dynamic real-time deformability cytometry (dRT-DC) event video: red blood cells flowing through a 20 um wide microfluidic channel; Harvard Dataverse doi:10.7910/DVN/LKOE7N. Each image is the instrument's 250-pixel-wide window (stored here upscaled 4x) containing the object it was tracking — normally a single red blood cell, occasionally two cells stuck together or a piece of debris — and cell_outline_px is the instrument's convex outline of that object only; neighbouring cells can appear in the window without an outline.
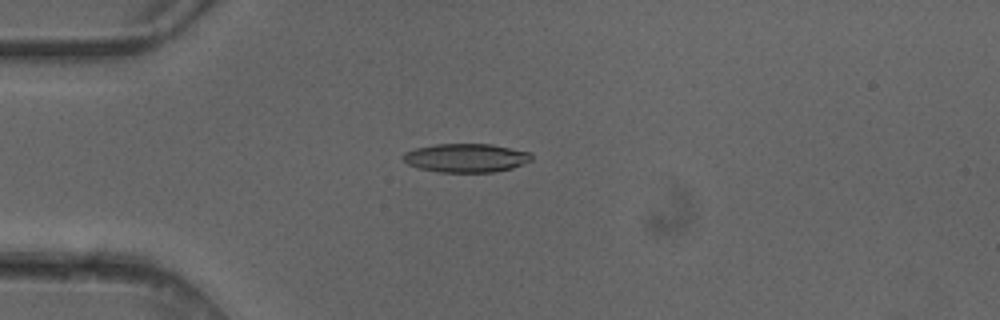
{"species": "common noctule bat (a hibernating species)", "species_latin": "Nyctalus noctula", "temperature_condition": "cold", "stored_images_in_passage": 4, "camera_frame_rate_fps": 3000, "um_per_image_px": 0.085, "animal": {"sex": "female"}, "frame": {"image": 1, "passage_image": 3, "time_ms": 0.667, "image_size_px": [1000, 320], "cell_outline_px": [[532, 160], [512, 168], [492, 172], [440, 172], [420, 168], [408, 164], [400, 156], [404, 152], [416, 148], [436, 144], [492, 144], [532, 152]], "centroid_in_image_um": [39.62, 13.41], "position_along_channel_um": 45.4, "area_um2": 21.5}}